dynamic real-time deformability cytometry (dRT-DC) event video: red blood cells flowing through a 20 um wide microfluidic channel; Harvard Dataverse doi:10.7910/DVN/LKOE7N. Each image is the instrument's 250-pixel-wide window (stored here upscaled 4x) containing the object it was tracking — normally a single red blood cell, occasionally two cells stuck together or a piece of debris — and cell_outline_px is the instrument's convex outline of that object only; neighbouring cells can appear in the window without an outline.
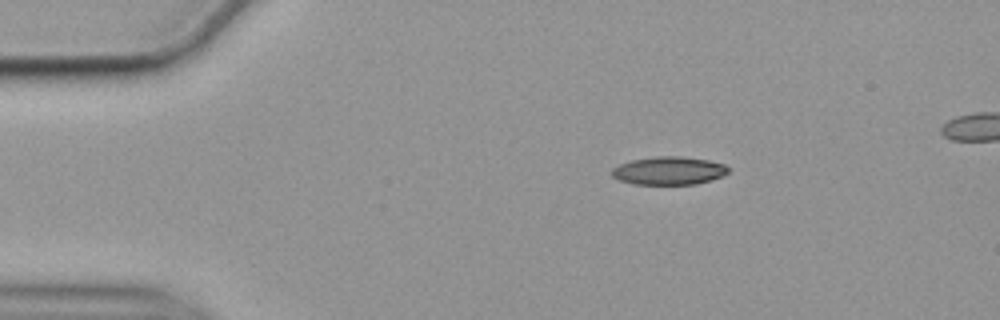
{"species": "common noctule bat (a hibernating species)", "species_latin": "Nyctalus noctula", "temperature_condition": "cold", "stored_images_in_passage": 46, "camera_frame_rate_fps": 3000, "um_per_image_px": 0.085, "animal": {"sex": "female", "body_mass_g": 19.9}, "frame": {"image": 1, "passage_image": 1, "time_ms": 0.0, "image_size_px": [1000, 320], "cell_outline_px": [[728, 172], [712, 180], [696, 184], [636, 184], [620, 180], [612, 176], [608, 172], [612, 168], [620, 164], [632, 160], [656, 156], [680, 156], [708, 160], [724, 164], [728, 168]], "centroid_in_image_um": [56.82, 14.5], "position_along_channel_um": 28.2, "area_um2": 19.02}}
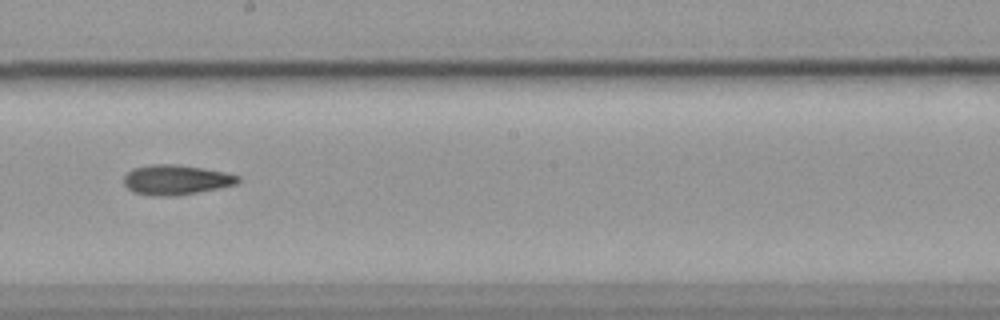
{"frame": {"image": 2, "passage_image": 23, "time_ms": 7.333, "image_size_px": [1000, 320], "cell_outline_px": [[240, 180], [236, 184], [196, 192], [168, 196], [152, 196], [132, 192], [124, 184], [124, 176], [132, 168], [152, 164], [176, 164], [204, 168], [224, 172], [240, 176]], "centroid_in_image_um": [14.92, 15.27], "position_along_channel_um": 233.3, "area_um2": 19.77}}
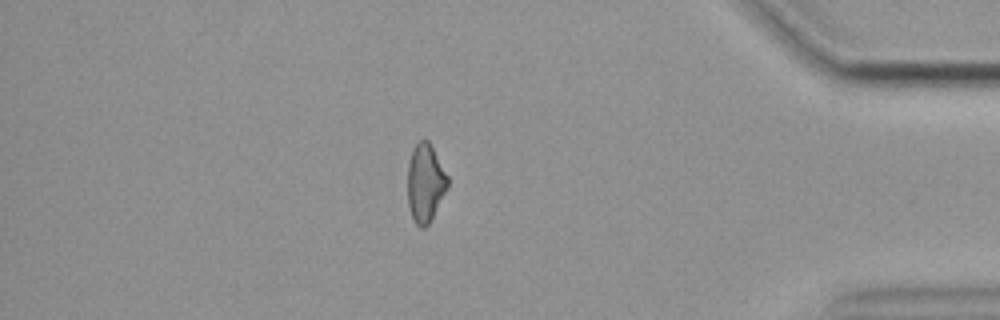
{"frame": {"image": 3, "passage_image": 40, "time_ms": 13.0, "image_size_px": [1000, 320], "cell_outline_px": [[448, 184], [428, 224], [424, 228], [420, 228], [416, 224], [408, 208], [408, 164], [412, 152], [416, 144], [420, 140], [428, 140], [448, 176]], "centroid_in_image_um": [36.13, 15.55], "position_along_channel_um": 399.1, "area_um2": 17.74}, "authors_computed_cell_mechanics": {"area_um2": 19.2474, "velocity_mm_per_s": 3.5561, "shape_relaxation_time_tau1_ms": null, "shape_relaxation_time_tau2_ms": 10.4087, "deformation_change_tau1": null, "deformation_change_tau2": 0.2006}}